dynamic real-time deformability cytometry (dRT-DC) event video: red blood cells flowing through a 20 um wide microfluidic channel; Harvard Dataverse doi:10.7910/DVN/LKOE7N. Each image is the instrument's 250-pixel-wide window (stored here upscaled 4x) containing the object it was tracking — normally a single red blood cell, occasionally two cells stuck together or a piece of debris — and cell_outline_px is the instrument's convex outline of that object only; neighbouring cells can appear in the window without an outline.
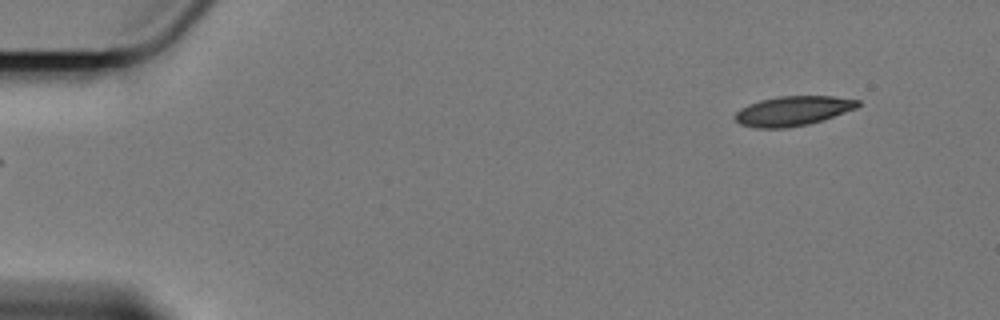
{"species": "Egyptian fruit bat (a non-hibernating species)", "species_latin": "Rousettus aegyptiacus", "temperature_condition": "cold", "stored_images_in_passage": 54, "camera_frame_rate_fps": 3000, "um_per_image_px": 0.085, "animal": {"sex": "female"}, "frame": {"image": 1, "passage_image": 1, "time_ms": 0.0, "image_size_px": [1000, 320], "cell_outline_px": [[860, 104], [856, 108], [808, 124], [784, 128], [756, 128], [740, 124], [736, 120], [736, 112], [740, 108], [748, 104], [760, 100], [780, 96], [832, 96], [860, 100]], "centroid_in_image_um": [67.37, 9.42], "position_along_channel_um": 17.6, "area_um2": 20.92}}
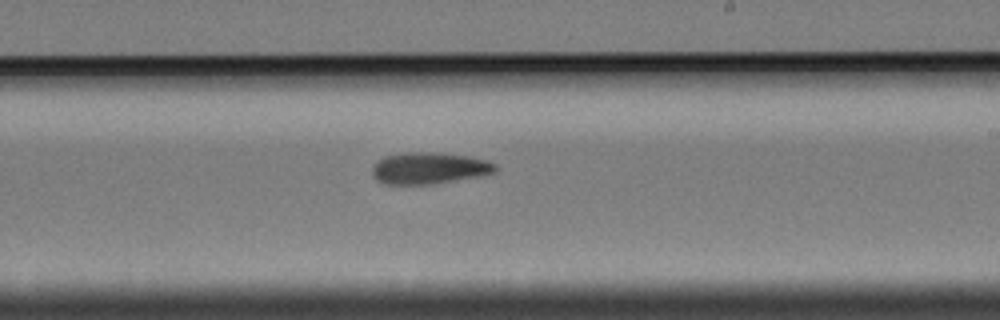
{"frame": {"image": 2, "passage_image": 31, "time_ms": 10.0, "image_size_px": [1000, 320], "cell_outline_px": [[496, 168], [492, 172], [480, 176], [428, 184], [384, 184], [376, 180], [372, 176], [372, 168], [384, 156], [404, 152], [440, 152], [468, 156], [484, 160], [496, 164]], "centroid_in_image_um": [36.43, 14.28], "position_along_channel_um": 252.6, "area_um2": 22.48}}
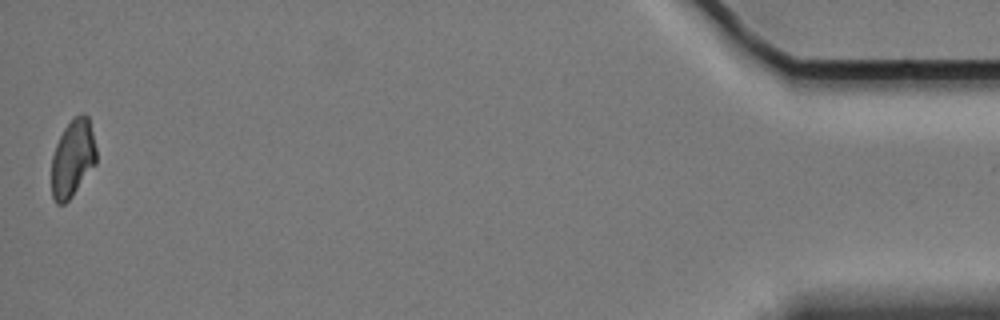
{"frame": {"image": 3, "passage_image": 54, "time_ms": 17.667, "image_size_px": [1000, 320], "cell_outline_px": [[96, 164], [72, 196], [64, 204], [56, 204], [52, 196], [52, 156], [56, 144], [64, 128], [72, 116], [80, 112], [84, 112], [88, 116], [96, 148]], "centroid_in_image_um": [6.18, 13.42], "position_along_channel_um": 429.0, "area_um2": 20.35}, "authors_computed_cell_mechanics": {"area_um2": 21.964, "velocity_mm_per_s": 3.4085, "shape_relaxation_time_tau1_ms": 6.0956, "shape_relaxation_time_tau2_ms": 10.6767, "deformation_change_tau1": 0.1681, "deformation_change_tau2": 0.1975}}